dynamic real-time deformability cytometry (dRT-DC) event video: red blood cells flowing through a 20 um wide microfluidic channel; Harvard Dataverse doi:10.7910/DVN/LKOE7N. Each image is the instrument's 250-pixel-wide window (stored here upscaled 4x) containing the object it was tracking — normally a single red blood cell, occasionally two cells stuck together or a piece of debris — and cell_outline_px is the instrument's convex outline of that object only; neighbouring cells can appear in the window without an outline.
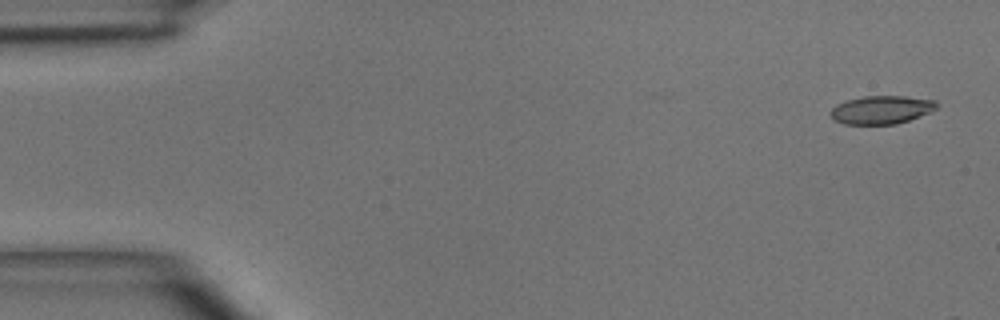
{"species": "common noctule bat (a hibernating species)", "species_latin": "Nyctalus noctula", "temperature_condition": "room temperature", "stored_images_in_passage": 4, "camera_frame_rate_fps": 3000, "um_per_image_px": 0.085, "animal": {"sex": "male", "body_mass_g": 15.6}, "frame": {"image": 1, "passage_image": 1, "time_ms": 0.0, "image_size_px": [1000, 320], "cell_outline_px": [[940, 104], [936, 108], [928, 112], [908, 120], [896, 124], [844, 124], [836, 120], [828, 112], [836, 104], [848, 100], [864, 96], [904, 96], [936, 100]], "centroid_in_image_um": [74.92, 9.32], "position_along_channel_um": 10.1, "area_um2": 17.34}}